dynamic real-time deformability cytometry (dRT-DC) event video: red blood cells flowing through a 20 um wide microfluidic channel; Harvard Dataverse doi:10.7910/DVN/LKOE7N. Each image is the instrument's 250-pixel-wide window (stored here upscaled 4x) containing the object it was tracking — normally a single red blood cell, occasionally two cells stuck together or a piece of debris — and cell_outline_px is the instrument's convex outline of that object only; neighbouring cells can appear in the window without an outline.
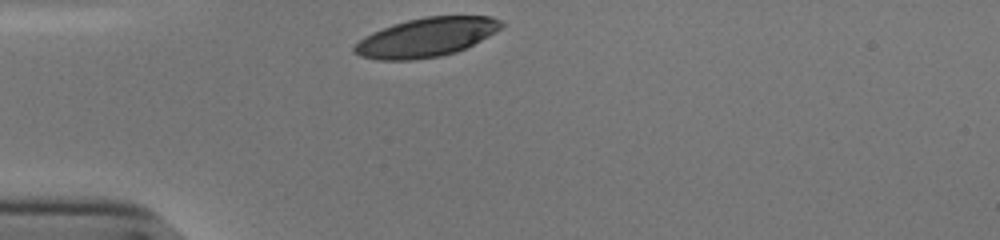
{"species": "human", "species_latin": "Homo sapiens", "temperature_condition": "cold", "stored_images_in_passage": 29, "camera_frame_rate_fps": 3000, "um_per_image_px": 0.085, "donor": {"sex": "male"}, "frame": {"image": 1, "passage_image": 1, "time_ms": 0.0, "image_size_px": [1000, 240], "cell_outline_px": [[504, 24], [496, 32], [456, 52], [440, 56], [412, 60], [376, 60], [360, 56], [352, 52], [352, 48], [364, 36], [372, 32], [392, 24], [424, 16], [492, 16], [500, 20]], "centroid_in_image_um": [36.19, 3.17], "position_along_channel_um": 48.8, "area_um2": 33.35}}
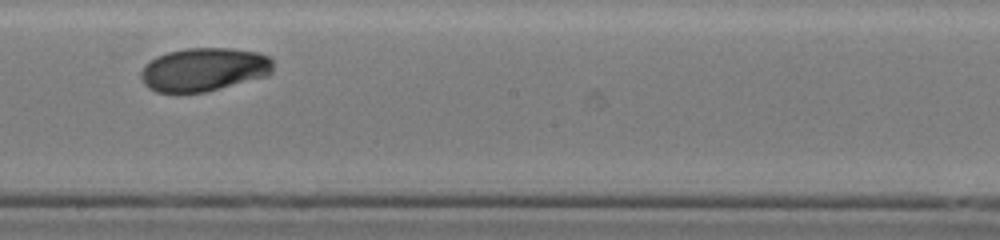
{"frame": {"image": 2, "passage_image": 17, "time_ms": 5.333, "image_size_px": [1000, 240], "cell_outline_px": [[272, 72], [268, 76], [204, 92], [156, 92], [148, 88], [144, 84], [140, 76], [140, 72], [144, 64], [156, 56], [168, 52], [188, 48], [232, 48], [256, 52], [268, 56], [272, 60]], "centroid_in_image_um": [17.31, 5.9], "position_along_channel_um": 230.9, "area_um2": 33.52}}
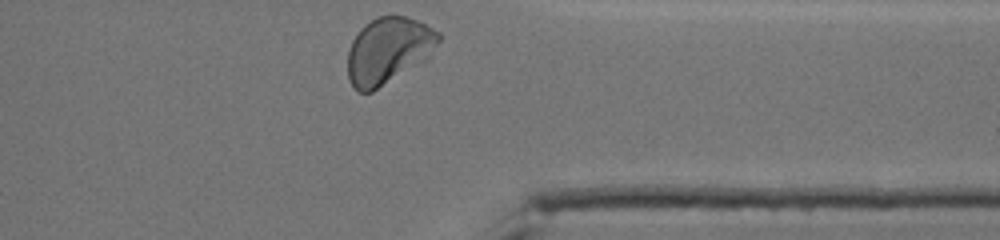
{"frame": {"image": 3, "passage_image": 29, "time_ms": 9.333, "image_size_px": [1000, 240], "cell_outline_px": [[440, 40], [428, 60], [372, 92], [356, 92], [348, 80], [348, 48], [352, 40], [360, 28], [364, 24], [376, 16], [408, 16], [440, 32]], "centroid_in_image_um": [33.01, 4.31], "position_along_channel_um": 378.4, "area_um2": 35.72}, "authors_computed_cell_mechanics": {"area_um2": 33.524, "velocity_mm_per_s": 3.7841, "shape_relaxation_time_tau1_ms": 2.9751, "shape_relaxation_time_tau2_ms": 2.3086, "deformation_change_tau1": 0.1244, "deformation_change_tau2": 0.0401}}